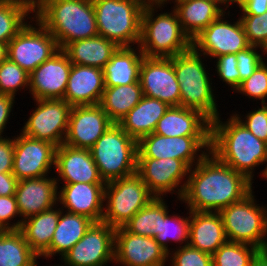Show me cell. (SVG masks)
<instances>
[{"label":"cell","mask_w":267,"mask_h":266,"mask_svg":"<svg viewBox=\"0 0 267 266\" xmlns=\"http://www.w3.org/2000/svg\"><path fill=\"white\" fill-rule=\"evenodd\" d=\"M253 183L209 152L190 168L180 202L190 211L220 212L248 195Z\"/></svg>","instance_id":"cell-1"},{"label":"cell","mask_w":267,"mask_h":266,"mask_svg":"<svg viewBox=\"0 0 267 266\" xmlns=\"http://www.w3.org/2000/svg\"><path fill=\"white\" fill-rule=\"evenodd\" d=\"M227 120L221 121L219 115L211 121L210 152L253 182L254 169L267 163V143L255 137L233 114ZM266 167L260 173L262 178Z\"/></svg>","instance_id":"cell-2"},{"label":"cell","mask_w":267,"mask_h":266,"mask_svg":"<svg viewBox=\"0 0 267 266\" xmlns=\"http://www.w3.org/2000/svg\"><path fill=\"white\" fill-rule=\"evenodd\" d=\"M33 17L56 39L59 49L99 35L92 0H38Z\"/></svg>","instance_id":"cell-3"},{"label":"cell","mask_w":267,"mask_h":266,"mask_svg":"<svg viewBox=\"0 0 267 266\" xmlns=\"http://www.w3.org/2000/svg\"><path fill=\"white\" fill-rule=\"evenodd\" d=\"M166 3H146L141 15L140 41L137 47L146 57L171 58L192 47L183 32L176 11L157 13ZM157 13V15H155Z\"/></svg>","instance_id":"cell-4"},{"label":"cell","mask_w":267,"mask_h":266,"mask_svg":"<svg viewBox=\"0 0 267 266\" xmlns=\"http://www.w3.org/2000/svg\"><path fill=\"white\" fill-rule=\"evenodd\" d=\"M202 56L191 47L172 57V63L180 87V106L198 110L213 121L220 115L219 106Z\"/></svg>","instance_id":"cell-5"},{"label":"cell","mask_w":267,"mask_h":266,"mask_svg":"<svg viewBox=\"0 0 267 266\" xmlns=\"http://www.w3.org/2000/svg\"><path fill=\"white\" fill-rule=\"evenodd\" d=\"M105 183L136 173L138 141L113 123L90 148Z\"/></svg>","instance_id":"cell-6"},{"label":"cell","mask_w":267,"mask_h":266,"mask_svg":"<svg viewBox=\"0 0 267 266\" xmlns=\"http://www.w3.org/2000/svg\"><path fill=\"white\" fill-rule=\"evenodd\" d=\"M100 36L119 47L138 46L143 0H92ZM131 44V45H130Z\"/></svg>","instance_id":"cell-7"},{"label":"cell","mask_w":267,"mask_h":266,"mask_svg":"<svg viewBox=\"0 0 267 266\" xmlns=\"http://www.w3.org/2000/svg\"><path fill=\"white\" fill-rule=\"evenodd\" d=\"M253 193L252 190L219 213L228 241L249 244L264 251L267 250V205L259 206Z\"/></svg>","instance_id":"cell-8"},{"label":"cell","mask_w":267,"mask_h":266,"mask_svg":"<svg viewBox=\"0 0 267 266\" xmlns=\"http://www.w3.org/2000/svg\"><path fill=\"white\" fill-rule=\"evenodd\" d=\"M154 196L137 173L105 184L102 222L123 227ZM106 203V204H105Z\"/></svg>","instance_id":"cell-9"},{"label":"cell","mask_w":267,"mask_h":266,"mask_svg":"<svg viewBox=\"0 0 267 266\" xmlns=\"http://www.w3.org/2000/svg\"><path fill=\"white\" fill-rule=\"evenodd\" d=\"M30 21L7 44V57L28 74L59 50L55 37L35 18Z\"/></svg>","instance_id":"cell-10"},{"label":"cell","mask_w":267,"mask_h":266,"mask_svg":"<svg viewBox=\"0 0 267 266\" xmlns=\"http://www.w3.org/2000/svg\"><path fill=\"white\" fill-rule=\"evenodd\" d=\"M209 152L210 136L167 137L151 133L138 141L137 158H175L192 168Z\"/></svg>","instance_id":"cell-11"},{"label":"cell","mask_w":267,"mask_h":266,"mask_svg":"<svg viewBox=\"0 0 267 266\" xmlns=\"http://www.w3.org/2000/svg\"><path fill=\"white\" fill-rule=\"evenodd\" d=\"M36 109L30 113L22 134L48 141L57 147L64 143L72 106L64 99H35Z\"/></svg>","instance_id":"cell-12"},{"label":"cell","mask_w":267,"mask_h":266,"mask_svg":"<svg viewBox=\"0 0 267 266\" xmlns=\"http://www.w3.org/2000/svg\"><path fill=\"white\" fill-rule=\"evenodd\" d=\"M229 14L230 11L222 13L192 40V47L203 57L237 54L251 46L240 18L232 23L225 18Z\"/></svg>","instance_id":"cell-13"},{"label":"cell","mask_w":267,"mask_h":266,"mask_svg":"<svg viewBox=\"0 0 267 266\" xmlns=\"http://www.w3.org/2000/svg\"><path fill=\"white\" fill-rule=\"evenodd\" d=\"M189 171L190 167L179 159L137 158L136 173L154 197L164 198L168 193H177V200L180 201Z\"/></svg>","instance_id":"cell-14"},{"label":"cell","mask_w":267,"mask_h":266,"mask_svg":"<svg viewBox=\"0 0 267 266\" xmlns=\"http://www.w3.org/2000/svg\"><path fill=\"white\" fill-rule=\"evenodd\" d=\"M115 228L94 222L85 235L60 259L62 266H107L114 262Z\"/></svg>","instance_id":"cell-15"},{"label":"cell","mask_w":267,"mask_h":266,"mask_svg":"<svg viewBox=\"0 0 267 266\" xmlns=\"http://www.w3.org/2000/svg\"><path fill=\"white\" fill-rule=\"evenodd\" d=\"M57 146L22 133L14 136L12 174L20 180L47 176L55 168ZM51 169V170H50Z\"/></svg>","instance_id":"cell-16"},{"label":"cell","mask_w":267,"mask_h":266,"mask_svg":"<svg viewBox=\"0 0 267 266\" xmlns=\"http://www.w3.org/2000/svg\"><path fill=\"white\" fill-rule=\"evenodd\" d=\"M143 95L180 106V87L171 58L143 57L139 70Z\"/></svg>","instance_id":"cell-17"},{"label":"cell","mask_w":267,"mask_h":266,"mask_svg":"<svg viewBox=\"0 0 267 266\" xmlns=\"http://www.w3.org/2000/svg\"><path fill=\"white\" fill-rule=\"evenodd\" d=\"M168 253L152 237L115 229L114 263L121 266H165Z\"/></svg>","instance_id":"cell-18"},{"label":"cell","mask_w":267,"mask_h":266,"mask_svg":"<svg viewBox=\"0 0 267 266\" xmlns=\"http://www.w3.org/2000/svg\"><path fill=\"white\" fill-rule=\"evenodd\" d=\"M112 124L100 105L72 106L63 144L90 149Z\"/></svg>","instance_id":"cell-19"},{"label":"cell","mask_w":267,"mask_h":266,"mask_svg":"<svg viewBox=\"0 0 267 266\" xmlns=\"http://www.w3.org/2000/svg\"><path fill=\"white\" fill-rule=\"evenodd\" d=\"M72 67L62 49L29 74V93L35 99H63Z\"/></svg>","instance_id":"cell-20"},{"label":"cell","mask_w":267,"mask_h":266,"mask_svg":"<svg viewBox=\"0 0 267 266\" xmlns=\"http://www.w3.org/2000/svg\"><path fill=\"white\" fill-rule=\"evenodd\" d=\"M57 185L73 183H105L100 176L90 149L73 148L62 144L56 149L55 168Z\"/></svg>","instance_id":"cell-21"},{"label":"cell","mask_w":267,"mask_h":266,"mask_svg":"<svg viewBox=\"0 0 267 266\" xmlns=\"http://www.w3.org/2000/svg\"><path fill=\"white\" fill-rule=\"evenodd\" d=\"M106 183H73L58 187V204L66 212L84 215L94 222H102Z\"/></svg>","instance_id":"cell-22"},{"label":"cell","mask_w":267,"mask_h":266,"mask_svg":"<svg viewBox=\"0 0 267 266\" xmlns=\"http://www.w3.org/2000/svg\"><path fill=\"white\" fill-rule=\"evenodd\" d=\"M58 190L56 178L49 175L18 181L15 197L21 221L58 207Z\"/></svg>","instance_id":"cell-23"},{"label":"cell","mask_w":267,"mask_h":266,"mask_svg":"<svg viewBox=\"0 0 267 266\" xmlns=\"http://www.w3.org/2000/svg\"><path fill=\"white\" fill-rule=\"evenodd\" d=\"M104 89L103 69L72 64L63 99L71 106L99 105Z\"/></svg>","instance_id":"cell-24"},{"label":"cell","mask_w":267,"mask_h":266,"mask_svg":"<svg viewBox=\"0 0 267 266\" xmlns=\"http://www.w3.org/2000/svg\"><path fill=\"white\" fill-rule=\"evenodd\" d=\"M153 133L167 137L210 136L211 121L198 110L169 106Z\"/></svg>","instance_id":"cell-25"},{"label":"cell","mask_w":267,"mask_h":266,"mask_svg":"<svg viewBox=\"0 0 267 266\" xmlns=\"http://www.w3.org/2000/svg\"><path fill=\"white\" fill-rule=\"evenodd\" d=\"M227 241L219 212L190 211L188 244L191 247L213 255Z\"/></svg>","instance_id":"cell-26"},{"label":"cell","mask_w":267,"mask_h":266,"mask_svg":"<svg viewBox=\"0 0 267 266\" xmlns=\"http://www.w3.org/2000/svg\"><path fill=\"white\" fill-rule=\"evenodd\" d=\"M168 108L169 106L159 99L143 95L141 101L121 119L118 125L130 137L139 141L154 132L157 122Z\"/></svg>","instance_id":"cell-27"},{"label":"cell","mask_w":267,"mask_h":266,"mask_svg":"<svg viewBox=\"0 0 267 266\" xmlns=\"http://www.w3.org/2000/svg\"><path fill=\"white\" fill-rule=\"evenodd\" d=\"M174 3L183 32L192 41L210 23L224 13L216 4L204 0H170ZM175 6V7H174Z\"/></svg>","instance_id":"cell-28"},{"label":"cell","mask_w":267,"mask_h":266,"mask_svg":"<svg viewBox=\"0 0 267 266\" xmlns=\"http://www.w3.org/2000/svg\"><path fill=\"white\" fill-rule=\"evenodd\" d=\"M143 57L139 47H119L103 68L105 87L129 85L139 81Z\"/></svg>","instance_id":"cell-29"},{"label":"cell","mask_w":267,"mask_h":266,"mask_svg":"<svg viewBox=\"0 0 267 266\" xmlns=\"http://www.w3.org/2000/svg\"><path fill=\"white\" fill-rule=\"evenodd\" d=\"M119 46L100 35L68 43L62 50L70 62L103 69Z\"/></svg>","instance_id":"cell-30"},{"label":"cell","mask_w":267,"mask_h":266,"mask_svg":"<svg viewBox=\"0 0 267 266\" xmlns=\"http://www.w3.org/2000/svg\"><path fill=\"white\" fill-rule=\"evenodd\" d=\"M94 223L90 218L60 208V215L49 250L42 256L51 259L59 254L62 258L86 233Z\"/></svg>","instance_id":"cell-31"},{"label":"cell","mask_w":267,"mask_h":266,"mask_svg":"<svg viewBox=\"0 0 267 266\" xmlns=\"http://www.w3.org/2000/svg\"><path fill=\"white\" fill-rule=\"evenodd\" d=\"M59 215L60 207L54 206L22 221L19 231L39 257H42L50 248Z\"/></svg>","instance_id":"cell-32"},{"label":"cell","mask_w":267,"mask_h":266,"mask_svg":"<svg viewBox=\"0 0 267 266\" xmlns=\"http://www.w3.org/2000/svg\"><path fill=\"white\" fill-rule=\"evenodd\" d=\"M143 97L140 82L115 87H105L100 106L109 119L118 124Z\"/></svg>","instance_id":"cell-33"},{"label":"cell","mask_w":267,"mask_h":266,"mask_svg":"<svg viewBox=\"0 0 267 266\" xmlns=\"http://www.w3.org/2000/svg\"><path fill=\"white\" fill-rule=\"evenodd\" d=\"M33 13L34 4L29 0H3L0 3V42L8 44L29 22L27 20L34 18L30 15Z\"/></svg>","instance_id":"cell-34"},{"label":"cell","mask_w":267,"mask_h":266,"mask_svg":"<svg viewBox=\"0 0 267 266\" xmlns=\"http://www.w3.org/2000/svg\"><path fill=\"white\" fill-rule=\"evenodd\" d=\"M164 198L154 197L144 208L136 212L123 226L128 232L152 237L161 233L162 221L170 212Z\"/></svg>","instance_id":"cell-35"},{"label":"cell","mask_w":267,"mask_h":266,"mask_svg":"<svg viewBox=\"0 0 267 266\" xmlns=\"http://www.w3.org/2000/svg\"><path fill=\"white\" fill-rule=\"evenodd\" d=\"M37 258L19 230L0 231V266H33Z\"/></svg>","instance_id":"cell-36"},{"label":"cell","mask_w":267,"mask_h":266,"mask_svg":"<svg viewBox=\"0 0 267 266\" xmlns=\"http://www.w3.org/2000/svg\"><path fill=\"white\" fill-rule=\"evenodd\" d=\"M187 214L189 216H178L173 213L169 215V212L165 215L164 221H162L161 233L154 236V239L159 245L167 252L170 253L168 243L175 242L180 243L178 247L188 245L189 243V226H190V210ZM170 241V242H169ZM185 243V244H184ZM184 244V245H182Z\"/></svg>","instance_id":"cell-37"},{"label":"cell","mask_w":267,"mask_h":266,"mask_svg":"<svg viewBox=\"0 0 267 266\" xmlns=\"http://www.w3.org/2000/svg\"><path fill=\"white\" fill-rule=\"evenodd\" d=\"M259 251L249 244L227 241L212 255V264L213 266H250Z\"/></svg>","instance_id":"cell-38"},{"label":"cell","mask_w":267,"mask_h":266,"mask_svg":"<svg viewBox=\"0 0 267 266\" xmlns=\"http://www.w3.org/2000/svg\"><path fill=\"white\" fill-rule=\"evenodd\" d=\"M19 89L29 90V74L7 57L0 64V94L15 97Z\"/></svg>","instance_id":"cell-39"},{"label":"cell","mask_w":267,"mask_h":266,"mask_svg":"<svg viewBox=\"0 0 267 266\" xmlns=\"http://www.w3.org/2000/svg\"><path fill=\"white\" fill-rule=\"evenodd\" d=\"M237 93L260 100L261 104H267V62H262L253 72V74L241 82L235 90Z\"/></svg>","instance_id":"cell-40"},{"label":"cell","mask_w":267,"mask_h":266,"mask_svg":"<svg viewBox=\"0 0 267 266\" xmlns=\"http://www.w3.org/2000/svg\"><path fill=\"white\" fill-rule=\"evenodd\" d=\"M248 42L267 50V11L260 15L242 14L240 17Z\"/></svg>","instance_id":"cell-41"},{"label":"cell","mask_w":267,"mask_h":266,"mask_svg":"<svg viewBox=\"0 0 267 266\" xmlns=\"http://www.w3.org/2000/svg\"><path fill=\"white\" fill-rule=\"evenodd\" d=\"M173 250L168 253L169 266H213L212 255L191 247L189 244Z\"/></svg>","instance_id":"cell-42"},{"label":"cell","mask_w":267,"mask_h":266,"mask_svg":"<svg viewBox=\"0 0 267 266\" xmlns=\"http://www.w3.org/2000/svg\"><path fill=\"white\" fill-rule=\"evenodd\" d=\"M259 49H261V51ZM260 52L263 54L261 55ZM265 53L266 51L261 47L250 46L236 54L237 69L240 75V84L242 81L249 78L255 69L265 61V58L262 57Z\"/></svg>","instance_id":"cell-43"},{"label":"cell","mask_w":267,"mask_h":266,"mask_svg":"<svg viewBox=\"0 0 267 266\" xmlns=\"http://www.w3.org/2000/svg\"><path fill=\"white\" fill-rule=\"evenodd\" d=\"M250 132L260 140L267 143V104H261V107L250 111L242 119L241 114L233 113ZM246 119V120H245Z\"/></svg>","instance_id":"cell-44"},{"label":"cell","mask_w":267,"mask_h":266,"mask_svg":"<svg viewBox=\"0 0 267 266\" xmlns=\"http://www.w3.org/2000/svg\"><path fill=\"white\" fill-rule=\"evenodd\" d=\"M217 61L215 69L222 82H225L228 87L231 86V90H236L240 86V75L237 69V57L236 54H226L214 58Z\"/></svg>","instance_id":"cell-45"},{"label":"cell","mask_w":267,"mask_h":266,"mask_svg":"<svg viewBox=\"0 0 267 266\" xmlns=\"http://www.w3.org/2000/svg\"><path fill=\"white\" fill-rule=\"evenodd\" d=\"M15 217L21 218L15 195L0 196V231L19 230L22 224L21 219L17 222L10 221Z\"/></svg>","instance_id":"cell-46"},{"label":"cell","mask_w":267,"mask_h":266,"mask_svg":"<svg viewBox=\"0 0 267 266\" xmlns=\"http://www.w3.org/2000/svg\"><path fill=\"white\" fill-rule=\"evenodd\" d=\"M14 157V137L0 138V173H12Z\"/></svg>","instance_id":"cell-47"},{"label":"cell","mask_w":267,"mask_h":266,"mask_svg":"<svg viewBox=\"0 0 267 266\" xmlns=\"http://www.w3.org/2000/svg\"><path fill=\"white\" fill-rule=\"evenodd\" d=\"M15 97L10 95L0 94V138H3L4 129L11 116V111H13V105L15 103Z\"/></svg>","instance_id":"cell-48"},{"label":"cell","mask_w":267,"mask_h":266,"mask_svg":"<svg viewBox=\"0 0 267 266\" xmlns=\"http://www.w3.org/2000/svg\"><path fill=\"white\" fill-rule=\"evenodd\" d=\"M242 14L260 15L267 11V0H237Z\"/></svg>","instance_id":"cell-49"},{"label":"cell","mask_w":267,"mask_h":266,"mask_svg":"<svg viewBox=\"0 0 267 266\" xmlns=\"http://www.w3.org/2000/svg\"><path fill=\"white\" fill-rule=\"evenodd\" d=\"M18 179L12 173H0V196L15 195Z\"/></svg>","instance_id":"cell-50"},{"label":"cell","mask_w":267,"mask_h":266,"mask_svg":"<svg viewBox=\"0 0 267 266\" xmlns=\"http://www.w3.org/2000/svg\"><path fill=\"white\" fill-rule=\"evenodd\" d=\"M250 266H267V250L259 251L252 259Z\"/></svg>","instance_id":"cell-51"},{"label":"cell","mask_w":267,"mask_h":266,"mask_svg":"<svg viewBox=\"0 0 267 266\" xmlns=\"http://www.w3.org/2000/svg\"><path fill=\"white\" fill-rule=\"evenodd\" d=\"M204 1H209L216 4L223 12H226V10L230 5L232 6V4L237 3V0H204ZM222 4L224 5V7H222L223 6Z\"/></svg>","instance_id":"cell-52"},{"label":"cell","mask_w":267,"mask_h":266,"mask_svg":"<svg viewBox=\"0 0 267 266\" xmlns=\"http://www.w3.org/2000/svg\"><path fill=\"white\" fill-rule=\"evenodd\" d=\"M7 58V44L0 42V64Z\"/></svg>","instance_id":"cell-53"},{"label":"cell","mask_w":267,"mask_h":266,"mask_svg":"<svg viewBox=\"0 0 267 266\" xmlns=\"http://www.w3.org/2000/svg\"><path fill=\"white\" fill-rule=\"evenodd\" d=\"M145 3H168V0H143Z\"/></svg>","instance_id":"cell-54"},{"label":"cell","mask_w":267,"mask_h":266,"mask_svg":"<svg viewBox=\"0 0 267 266\" xmlns=\"http://www.w3.org/2000/svg\"><path fill=\"white\" fill-rule=\"evenodd\" d=\"M263 178H265V180L267 179V167H266V170H265Z\"/></svg>","instance_id":"cell-55"},{"label":"cell","mask_w":267,"mask_h":266,"mask_svg":"<svg viewBox=\"0 0 267 266\" xmlns=\"http://www.w3.org/2000/svg\"><path fill=\"white\" fill-rule=\"evenodd\" d=\"M33 266H38V261H36L34 264H33ZM54 266H56V265H54ZM57 266H62V264L61 265H57Z\"/></svg>","instance_id":"cell-56"},{"label":"cell","mask_w":267,"mask_h":266,"mask_svg":"<svg viewBox=\"0 0 267 266\" xmlns=\"http://www.w3.org/2000/svg\"><path fill=\"white\" fill-rule=\"evenodd\" d=\"M31 3L35 4L38 0H29Z\"/></svg>","instance_id":"cell-57"}]
</instances>
